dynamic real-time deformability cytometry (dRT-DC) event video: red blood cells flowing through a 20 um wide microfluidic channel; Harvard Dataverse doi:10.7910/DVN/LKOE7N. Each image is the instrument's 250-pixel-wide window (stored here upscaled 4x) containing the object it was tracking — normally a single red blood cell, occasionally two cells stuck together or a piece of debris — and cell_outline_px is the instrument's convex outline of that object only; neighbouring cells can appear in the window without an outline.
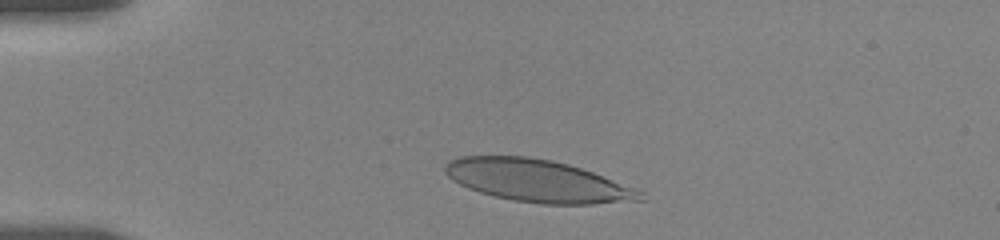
{"species": "human", "species_latin": "Homo sapiens", "temperature_condition": "room temperature", "stored_images_in_passage": 7, "camera_frame_rate_fps": 3000, "um_per_image_px": 0.085, "donor": {"sex": "female"}, "frame": {"image": 1, "passage_image": 2, "time_ms": 1.0, "image_size_px": [1000, 240], "cell_outline_px": [[648, 200], [592, 204], [540, 204], [512, 200], [480, 192], [468, 188], [452, 180], [444, 172], [444, 164], [448, 160], [460, 156], [528, 156], [552, 160], [568, 164], [592, 172], [636, 188], [644, 192]], "centroid_in_image_um": [45.7, 15.37], "position_along_channel_um": 39.3, "area_um2": 48.32}}
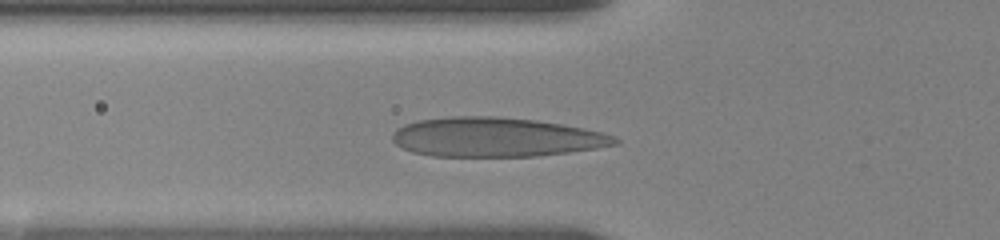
{"frame": {"image": 2, "passage_image": 5, "time_ms": 3.333, "image_size_px": [1000, 240], "cell_outline_px": [[620, 144], [596, 148], [568, 152], [536, 156], [432, 156], [412, 152], [396, 144], [392, 140], [392, 132], [396, 128], [404, 124], [416, 120], [452, 116], [496, 116], [536, 120], [564, 124], [584, 128], [616, 136], [620, 140]], "centroid_in_image_um": [42.15, 11.65], "position_along_channel_um": 83.7, "area_um2": 51.27}}
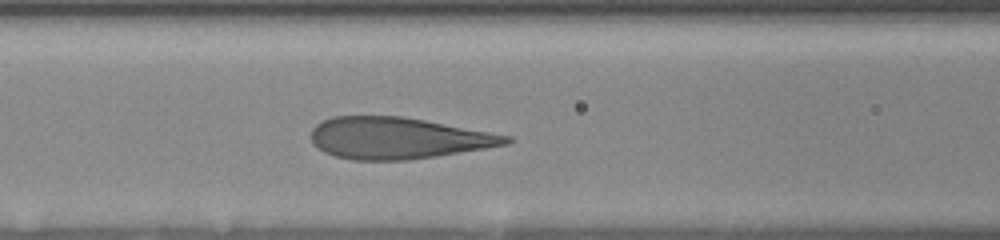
{"frame": {"image": 3, "passage_image": 7, "time_ms": 4.667, "image_size_px": [1000, 240], "cell_outline_px": [[512, 140], [508, 144], [436, 156], [408, 160], [352, 160], [336, 156], [324, 152], [316, 148], [312, 144], [312, 128], [316, 124], [332, 116], [404, 116], [512, 136]], "centroid_in_image_um": [33.79, 11.73], "position_along_channel_um": 132.8, "area_um2": 47.16}}